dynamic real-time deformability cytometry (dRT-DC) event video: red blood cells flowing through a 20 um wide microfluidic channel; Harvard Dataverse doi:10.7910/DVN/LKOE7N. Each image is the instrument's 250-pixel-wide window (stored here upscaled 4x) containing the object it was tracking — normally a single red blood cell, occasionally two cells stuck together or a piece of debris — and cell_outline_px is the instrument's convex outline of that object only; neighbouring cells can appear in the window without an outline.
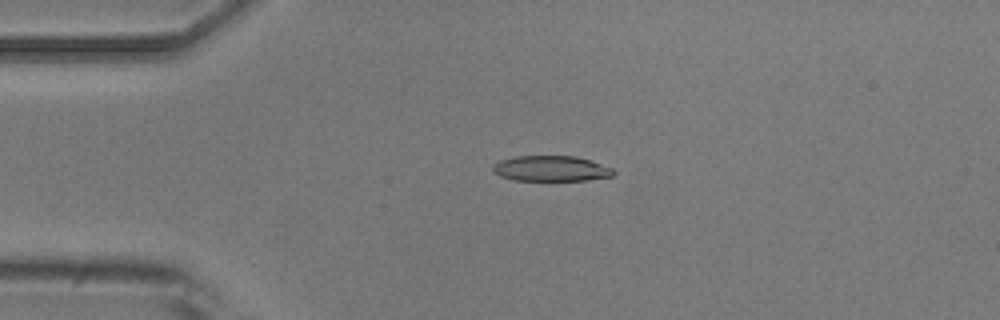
{"species": "common noctule bat (a hibernating species)", "species_latin": "Nyctalus noctula", "temperature_condition": "room temperature", "stored_images_in_passage": 3, "camera_frame_rate_fps": 3000, "um_per_image_px": 0.085, "animal": {"sex": "male", "body_mass_g": 20.5, "forearm_length_mm": 52.5}, "frame": {"image": 1, "passage_image": 2, "time_ms": 1.333, "image_size_px": [1000, 320], "cell_outline_px": [[616, 172], [612, 176], [588, 180], [512, 180], [500, 176], [492, 172], [492, 168], [500, 160], [516, 156], [576, 156], [612, 168]], "centroid_in_image_um": [46.82, 14.33], "position_along_channel_um": 38.2, "area_um2": 17.8}}